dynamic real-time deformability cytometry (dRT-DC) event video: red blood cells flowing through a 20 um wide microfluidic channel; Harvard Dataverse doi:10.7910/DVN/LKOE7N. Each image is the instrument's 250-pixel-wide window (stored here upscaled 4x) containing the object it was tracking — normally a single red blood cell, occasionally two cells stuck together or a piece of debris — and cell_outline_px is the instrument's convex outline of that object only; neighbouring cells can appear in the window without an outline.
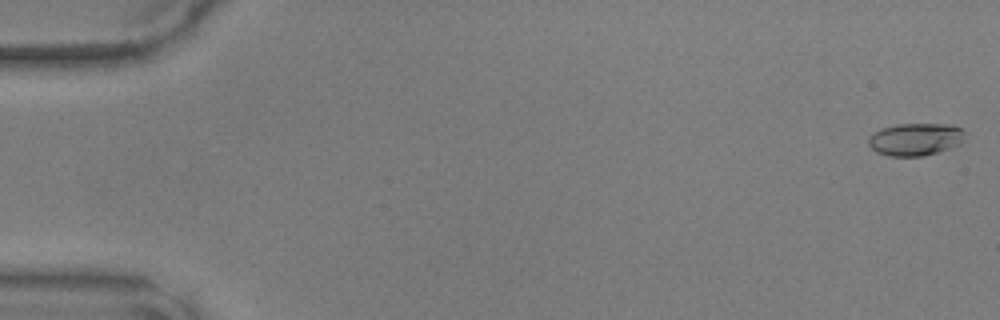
{"species": "common noctule bat (a hibernating species)", "species_latin": "Nyctalus noctula", "temperature_condition": "warm", "stored_images_in_passage": 48, "camera_frame_rate_fps": 3000, "um_per_image_px": 0.085, "animal": {"sex": "male", "body_mass_g": 17.9, "forearm_length_mm": 54.2}, "frame": {"image": 1, "passage_image": 1, "time_ms": 0.0, "image_size_px": [1000, 320], "cell_outline_px": [[968, 132], [964, 140], [960, 144], [924, 156], [888, 156], [876, 152], [868, 144], [868, 136], [884, 128], [896, 124], [952, 124]], "centroid_in_image_um": [77.85, 11.83], "position_along_channel_um": 7.2, "area_um2": 18.38}}
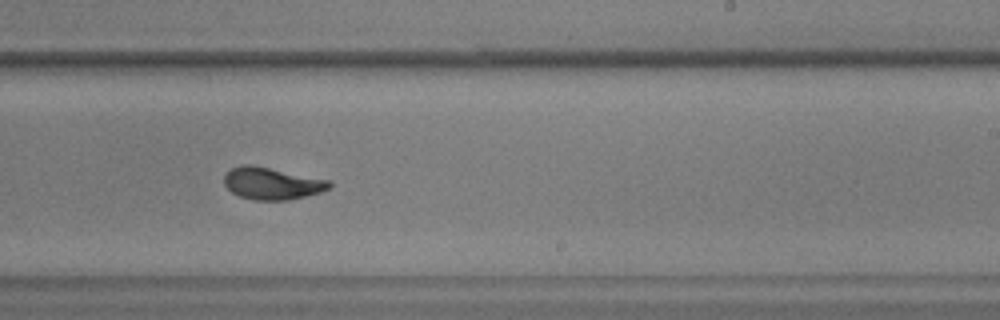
{"frame": {"image": 2, "passage_image": 30, "time_ms": 9.667, "image_size_px": [1000, 320], "cell_outline_px": [[332, 188], [320, 192], [288, 200], [252, 200], [240, 196], [232, 192], [224, 184], [224, 176], [232, 168], [240, 164], [252, 164], [328, 180], [332, 184]], "centroid_in_image_um": [23.1, 15.59], "position_along_channel_um": 265.9, "area_um2": 19.59}}
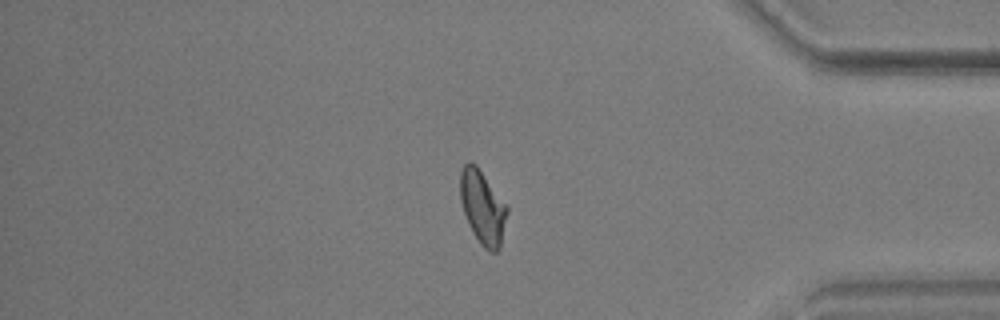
{"frame": {"image": 3, "passage_image": 41, "time_ms": 13.333, "image_size_px": [1000, 320], "cell_outline_px": [[508, 212], [500, 248], [496, 252], [488, 252], [480, 244], [472, 232], [468, 224], [460, 200], [460, 172], [464, 164], [468, 160], [476, 164], [508, 208]], "centroid_in_image_um": [41.01, 17.64], "position_along_channel_um": 394.2, "area_um2": 20.11}}